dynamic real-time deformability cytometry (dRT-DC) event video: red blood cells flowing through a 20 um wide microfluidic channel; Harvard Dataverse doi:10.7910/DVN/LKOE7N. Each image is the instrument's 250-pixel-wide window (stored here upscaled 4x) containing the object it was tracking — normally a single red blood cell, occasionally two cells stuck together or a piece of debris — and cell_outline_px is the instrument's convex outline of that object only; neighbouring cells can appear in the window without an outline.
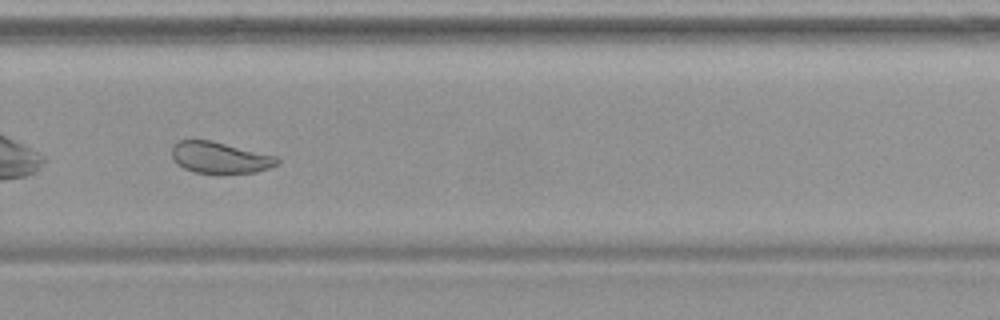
{"species": "common noctule bat (a hibernating species)", "species_latin": "Nyctalus noctula", "temperature_condition": "warm", "stored_images_in_passage": 31, "camera_frame_rate_fps": 3000, "um_per_image_px": 0.085, "animal": {"sex": "female", "body_mass_g": 19.9}, "frame": {"image": 1, "passage_image": 18, "time_ms": 5.667, "image_size_px": [1000, 320], "cell_outline_px": [[280, 164], [256, 172], [196, 172], [184, 168], [176, 164], [172, 156], [172, 148], [180, 140], [212, 140], [280, 156]], "centroid_in_image_um": [18.76, 13.37], "position_along_channel_um": 311.0, "area_um2": 19.25}}